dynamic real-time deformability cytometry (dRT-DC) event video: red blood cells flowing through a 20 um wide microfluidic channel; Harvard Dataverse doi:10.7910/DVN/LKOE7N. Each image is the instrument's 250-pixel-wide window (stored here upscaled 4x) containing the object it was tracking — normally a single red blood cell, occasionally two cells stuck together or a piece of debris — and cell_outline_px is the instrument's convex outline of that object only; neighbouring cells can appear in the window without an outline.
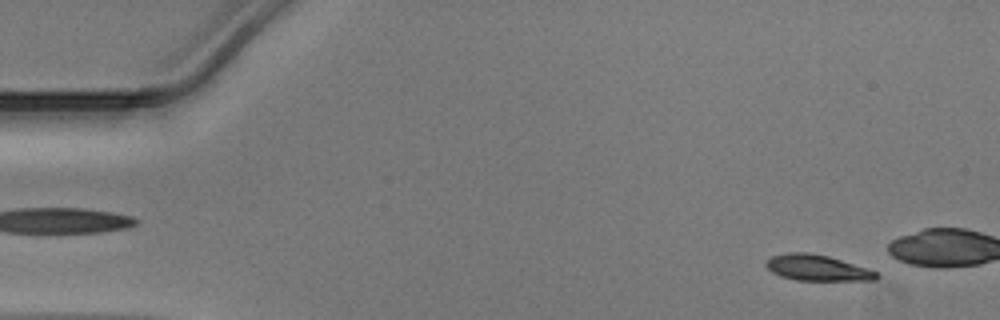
{"species": "Egyptian fruit bat (a non-hibernating species)", "species_latin": "Rousettus aegyptiacus", "temperature_condition": "warm", "stored_images_in_passage": 39, "camera_frame_rate_fps": 3000, "um_per_image_px": 0.085, "animal": {"sex": "male"}, "frame": {"image": 1, "passage_image": 3, "time_ms": 0.667, "image_size_px": [1000, 320], "cell_outline_px": [[880, 276], [876, 280], [796, 280], [780, 276], [772, 272], [764, 264], [772, 256], [788, 252], [808, 252], [828, 256], [868, 268], [876, 272]], "centroid_in_image_um": [69.46, 22.76], "position_along_channel_um": 15.5, "area_um2": 16.59}}
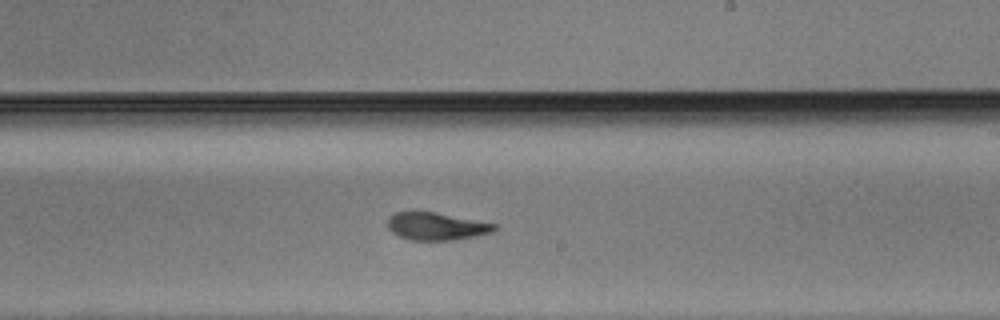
{"frame": {"image": 2, "passage_image": 28, "time_ms": 9.0, "image_size_px": [1000, 320], "cell_outline_px": [[500, 228], [496, 232], [476, 236], [452, 240], [412, 240], [400, 236], [392, 232], [388, 228], [388, 216], [396, 212], [436, 212], [496, 224]], "centroid_in_image_um": [37.14, 19.24], "position_along_channel_um": 251.9, "area_um2": 17.22}}
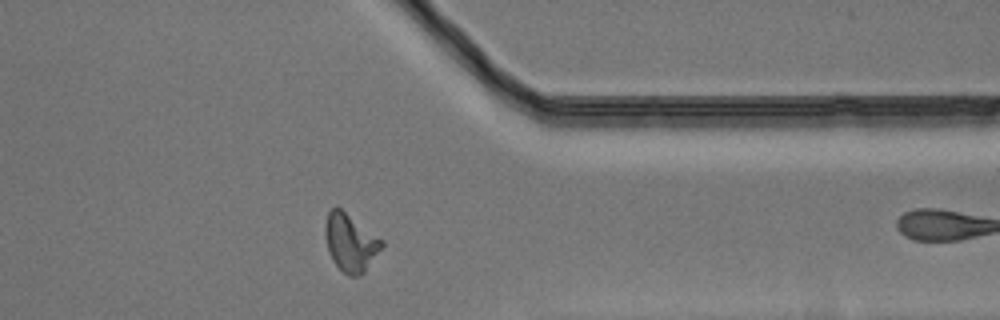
{"frame": {"image": 3, "passage_image": 38, "time_ms": 12.333, "image_size_px": [1000, 320], "cell_outline_px": [[384, 244], [364, 272], [360, 276], [348, 276], [332, 260], [328, 252], [324, 232], [324, 224], [328, 212], [332, 208], [340, 208], [384, 240]], "centroid_in_image_um": [29.77, 20.62], "position_along_channel_um": 381.6, "area_um2": 18.9}}